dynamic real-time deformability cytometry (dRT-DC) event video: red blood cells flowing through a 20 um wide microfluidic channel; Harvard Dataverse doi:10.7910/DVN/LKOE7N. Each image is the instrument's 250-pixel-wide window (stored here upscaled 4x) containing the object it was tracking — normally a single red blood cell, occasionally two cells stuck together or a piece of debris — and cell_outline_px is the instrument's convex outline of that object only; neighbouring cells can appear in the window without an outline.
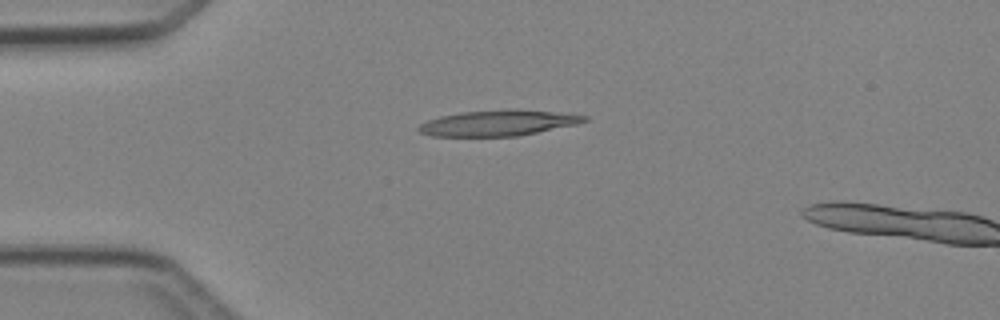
{"species": "Egyptian fruit bat (a non-hibernating species)", "species_latin": "Rousettus aegyptiacus", "temperature_condition": "cold", "stored_images_in_passage": 4, "camera_frame_rate_fps": 3000, "um_per_image_px": 0.085, "animal": {"sex": "female"}, "frame": {"image": 1, "passage_image": 3, "time_ms": 2.333, "image_size_px": [1000, 320], "cell_outline_px": [[588, 120], [576, 124], [520, 136], [432, 136], [420, 132], [416, 128], [420, 124], [428, 120], [440, 116], [464, 112], [508, 108], [516, 108], [588, 116]], "centroid_in_image_um": [42.33, 10.45], "position_along_channel_um": 42.7, "area_um2": 24.85}}